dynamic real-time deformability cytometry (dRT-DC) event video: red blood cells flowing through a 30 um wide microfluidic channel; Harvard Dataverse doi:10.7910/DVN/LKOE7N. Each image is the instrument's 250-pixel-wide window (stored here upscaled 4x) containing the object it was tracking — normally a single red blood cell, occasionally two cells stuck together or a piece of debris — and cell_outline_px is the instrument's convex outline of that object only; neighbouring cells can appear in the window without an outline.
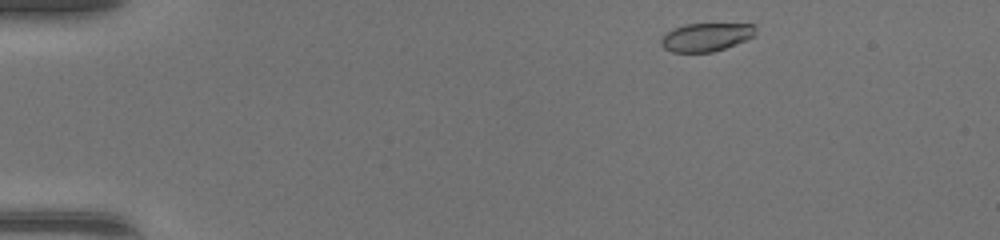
{"species": "common noctule bat (a hibernating species)", "species_latin": "Nyctalus noctula", "temperature_condition": "warm", "stored_images_in_passage": 42, "camera_frame_rate_fps": 3000, "um_per_image_px": 0.085, "animal": {"sex": "female", "body_mass_g": 17.0, "forearm_length_mm": 48.0}, "frame": {"image": 1, "passage_image": 1, "time_ms": 0.0, "image_size_px": [1000, 240], "cell_outline_px": [[756, 36], [724, 48], [712, 52], [672, 52], [664, 48], [660, 44], [660, 40], [672, 28], [684, 24], [756, 24]], "centroid_in_image_um": [60.03, 3.15], "position_along_channel_um": 25.0, "area_um2": 15.61}}
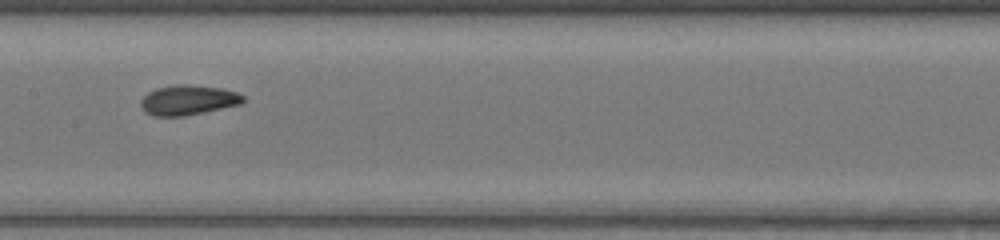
{"frame": {"image": 2, "passage_image": 19, "time_ms": 6.0, "image_size_px": [1000, 240], "cell_outline_px": [[244, 100], [240, 104], [204, 112], [184, 116], [152, 116], [144, 112], [140, 108], [140, 100], [148, 92], [156, 88], [180, 84], [184, 84], [220, 88], [236, 92], [244, 96]], "centroid_in_image_um": [15.93, 8.52], "position_along_channel_um": 191.5, "area_um2": 17.8}}
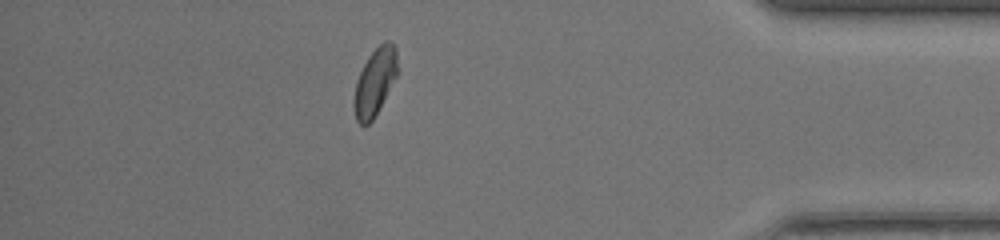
{"frame": {"image": 3, "passage_image": 36, "time_ms": 11.667, "image_size_px": [1000, 240], "cell_outline_px": [[396, 76], [372, 120], [368, 124], [360, 124], [356, 120], [352, 104], [356, 80], [368, 56], [384, 40], [388, 40], [396, 48]], "centroid_in_image_um": [31.82, 6.96], "position_along_channel_um": 403.4, "area_um2": 16.65}, "authors_computed_cell_mechanics": {"area_um2": 17.0799, "velocity_mm_per_s": 4.385, "shape_relaxation_time_tau1_ms": 2.5135, "shape_relaxation_time_tau2_ms": 1.7349, "deformation_change_tau1": 0.1372, "deformation_change_tau2": 0.0579}}